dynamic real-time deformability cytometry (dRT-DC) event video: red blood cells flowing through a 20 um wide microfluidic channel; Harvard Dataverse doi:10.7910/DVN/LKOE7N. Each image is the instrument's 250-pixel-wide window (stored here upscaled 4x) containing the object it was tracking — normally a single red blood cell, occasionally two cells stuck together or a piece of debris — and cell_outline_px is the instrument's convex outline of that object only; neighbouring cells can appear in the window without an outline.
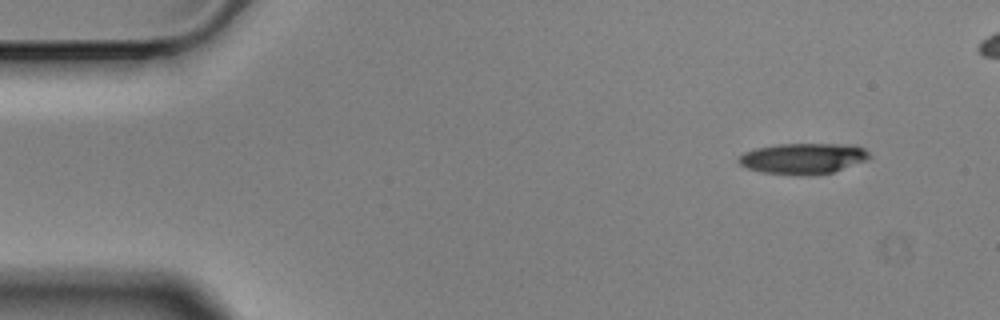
{"species": "Egyptian fruit bat (a non-hibernating species)", "species_latin": "Rousettus aegyptiacus", "temperature_condition": "cold", "stored_images_in_passage": 5, "camera_frame_rate_fps": 3000, "um_per_image_px": 0.085, "animal": {"sex": "male"}, "frame": {"image": 1, "passage_image": 1, "time_ms": 0.0, "image_size_px": [1000, 320], "cell_outline_px": [[872, 156], [864, 160], [832, 172], [812, 176], [800, 176], [760, 172], [748, 168], [740, 164], [736, 160], [744, 152], [756, 148], [776, 144], [856, 144], [864, 148]], "centroid_in_image_um": [68.24, 13.47], "position_along_channel_um": 16.8, "area_um2": 23.64}}